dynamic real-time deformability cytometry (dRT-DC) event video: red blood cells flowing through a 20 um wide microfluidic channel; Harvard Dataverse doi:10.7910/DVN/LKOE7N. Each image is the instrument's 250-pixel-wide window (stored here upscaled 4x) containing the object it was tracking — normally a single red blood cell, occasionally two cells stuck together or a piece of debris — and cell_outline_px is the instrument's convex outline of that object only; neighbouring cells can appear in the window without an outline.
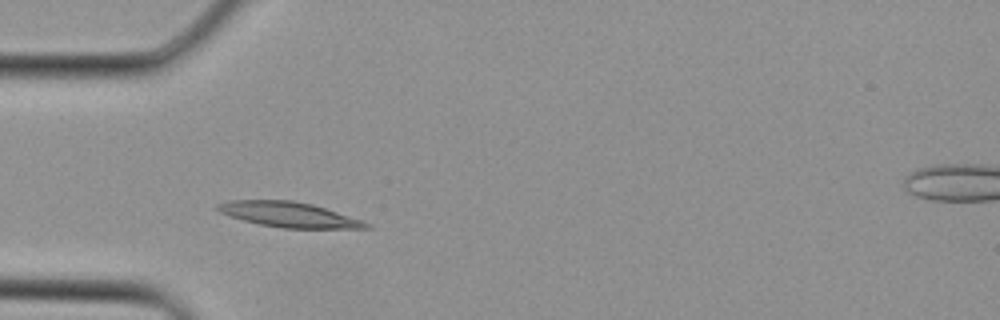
{"species": "Egyptian fruit bat (a non-hibernating species)", "species_latin": "Rousettus aegyptiacus", "temperature_condition": "cold", "stored_images_in_passage": 2, "camera_frame_rate_fps": 3000, "um_per_image_px": 0.085, "animal": {"sex": "female"}, "frame": {"image": 1, "passage_image": 2, "time_ms": 0.333, "image_size_px": [1000, 320], "cell_outline_px": [[372, 228], [280, 228], [260, 224], [244, 220], [220, 212], [216, 208], [216, 204], [232, 200], [292, 200], [312, 204], [364, 220], [372, 224]], "centroid_in_image_um": [24.61, 18.24], "position_along_channel_um": 60.4, "area_um2": 21.68}}